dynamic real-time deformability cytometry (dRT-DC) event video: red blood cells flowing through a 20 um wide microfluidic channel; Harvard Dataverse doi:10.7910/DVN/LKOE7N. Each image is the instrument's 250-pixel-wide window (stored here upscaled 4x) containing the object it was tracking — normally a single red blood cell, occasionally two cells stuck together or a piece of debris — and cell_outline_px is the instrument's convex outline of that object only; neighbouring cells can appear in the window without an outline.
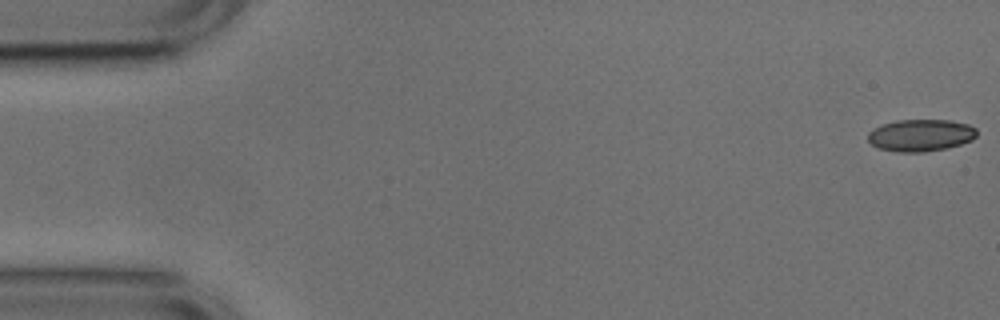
{"species": "common noctule bat (a hibernating species)", "species_latin": "Nyctalus noctula", "temperature_condition": "cold", "stored_images_in_passage": 53, "camera_frame_rate_fps": 3000, "um_per_image_px": 0.085, "animal": {"sex": "male", "body_mass_g": 17.9, "forearm_length_mm": 54.2}, "frame": {"image": 1, "passage_image": 1, "time_ms": 0.0, "image_size_px": [1000, 320], "cell_outline_px": [[976, 136], [972, 140], [948, 148], [924, 152], [896, 152], [880, 148], [872, 144], [868, 140], [868, 132], [872, 128], [896, 120], [952, 120], [968, 124], [976, 128]], "centroid_in_image_um": [78.26, 11.49], "position_along_channel_um": 6.7, "area_um2": 20.4}}
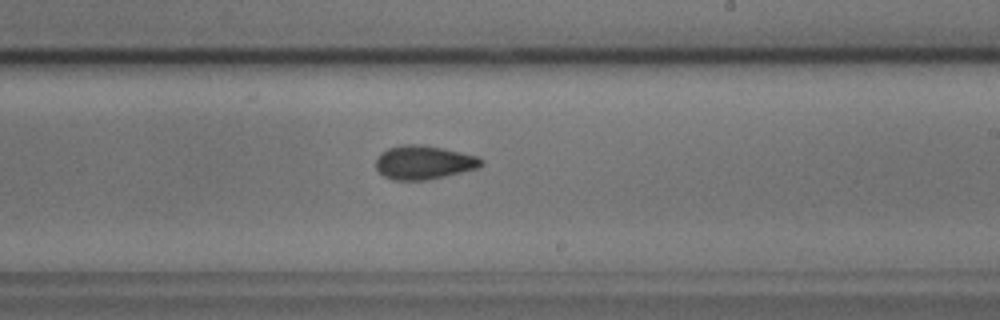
{"frame": {"image": 2, "passage_image": 31, "time_ms": 10.0, "image_size_px": [1000, 320], "cell_outline_px": [[484, 164], [480, 168], [428, 180], [392, 180], [384, 176], [376, 168], [376, 156], [380, 152], [388, 148], [400, 144], [420, 144], [444, 148], [476, 156], [484, 160]], "centroid_in_image_um": [36.02, 13.8], "position_along_channel_um": 253.0, "area_um2": 21.04}}
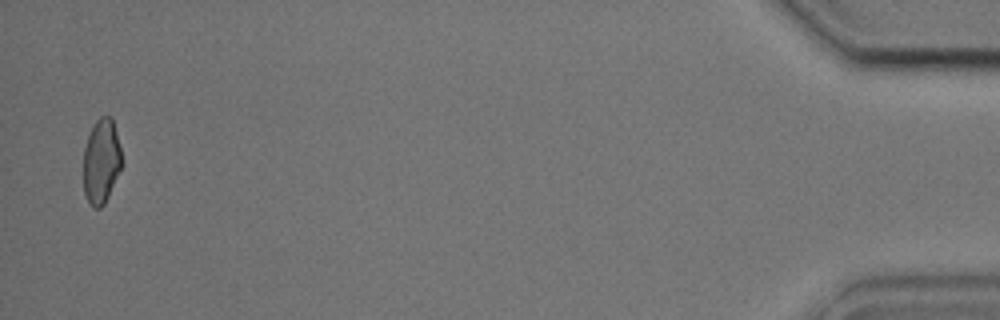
{"frame": {"image": 3, "passage_image": 52, "time_ms": 17.0, "image_size_px": [1000, 320], "cell_outline_px": [[124, 164], [104, 204], [100, 208], [92, 208], [88, 204], [84, 192], [84, 148], [88, 136], [96, 120], [100, 116], [112, 116]], "centroid_in_image_um": [8.62, 13.73], "position_along_channel_um": 426.6, "area_um2": 19.13}, "authors_computed_cell_mechanics": {"area_um2": 20.4034, "velocity_mm_per_s": 3.7661, "shape_relaxation_time_tau1_ms": 3.1206, "shape_relaxation_time_tau2_ms": 2.2543, "deformation_change_tau1": 0.0854, "deformation_change_tau2": 0.0783}}